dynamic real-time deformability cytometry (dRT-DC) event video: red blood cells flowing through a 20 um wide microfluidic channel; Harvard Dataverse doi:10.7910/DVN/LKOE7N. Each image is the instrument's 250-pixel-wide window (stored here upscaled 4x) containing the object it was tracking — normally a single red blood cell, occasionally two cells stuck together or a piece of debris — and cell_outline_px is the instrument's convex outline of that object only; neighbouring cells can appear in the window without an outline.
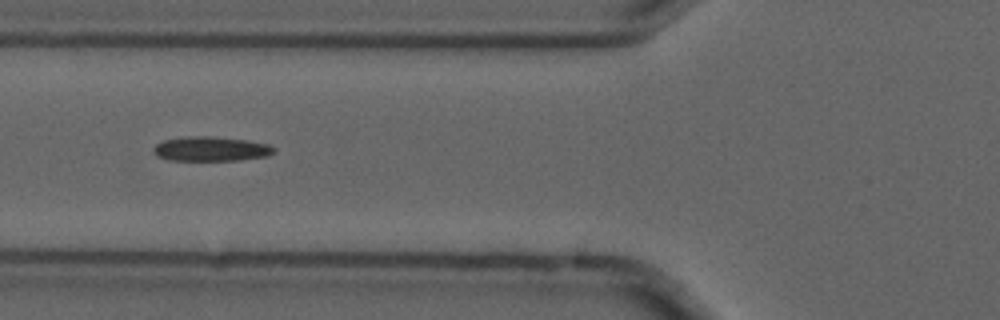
{"species": "common noctule bat (a hibernating species)", "species_latin": "Nyctalus noctula", "temperature_condition": "cold", "stored_images_in_passage": 6, "camera_frame_rate_fps": 3000, "um_per_image_px": 0.085, "animal": {"sex": "male", "forearm_length_mm": 52.5}, "frame": {"image": 1, "passage_image": 4, "time_ms": 1.0, "image_size_px": [1000, 320], "cell_outline_px": [[276, 152], [268, 156], [240, 160], [168, 160], [156, 156], [152, 152], [152, 148], [156, 144], [164, 140], [188, 136], [212, 136], [248, 140], [268, 144], [276, 148]], "centroid_in_image_um": [17.94, 12.65], "position_along_channel_um": 107.9, "area_um2": 17.46}}